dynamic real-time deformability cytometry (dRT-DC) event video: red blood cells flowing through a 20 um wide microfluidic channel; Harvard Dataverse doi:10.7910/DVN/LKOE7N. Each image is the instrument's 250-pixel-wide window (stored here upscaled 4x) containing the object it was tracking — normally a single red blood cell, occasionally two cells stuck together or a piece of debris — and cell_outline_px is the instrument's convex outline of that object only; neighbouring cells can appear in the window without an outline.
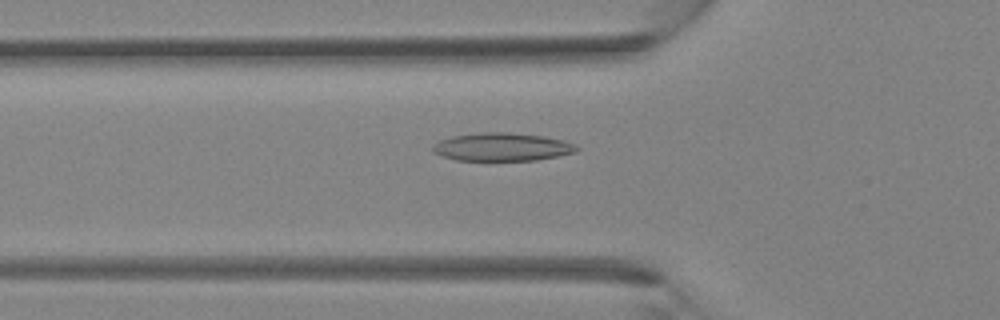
{"species": "Egyptian fruit bat (a non-hibernating species)", "species_latin": "Rousettus aegyptiacus", "temperature_condition": "room temperature", "stored_images_in_passage": 40, "camera_frame_rate_fps": 3000, "um_per_image_px": 0.085, "animal": {"sex": "female"}, "frame": {"image": 1, "passage_image": 14, "time_ms": 4.333, "image_size_px": [1000, 320], "cell_outline_px": [[580, 148], [576, 152], [536, 160], [456, 160], [440, 156], [432, 152], [432, 144], [440, 140], [452, 136], [484, 132], [508, 132], [544, 136], [564, 140]], "centroid_in_image_um": [42.63, 12.49], "position_along_channel_um": 83.2, "area_um2": 23.58}}
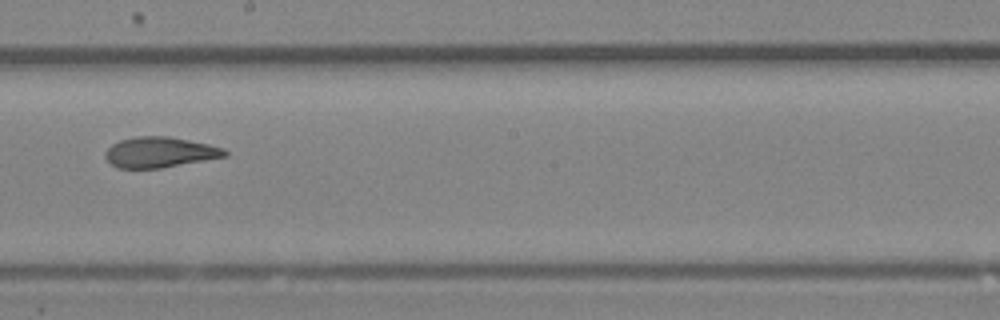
{"frame": {"image": 2, "passage_image": 23, "time_ms": 7.333, "image_size_px": [1000, 320], "cell_outline_px": [[228, 156], [160, 168], [116, 168], [104, 156], [104, 152], [112, 144], [120, 140], [136, 136], [168, 136], [208, 144], [224, 148], [228, 152]], "centroid_in_image_um": [13.57, 12.94], "position_along_channel_um": 234.6, "area_um2": 21.21}}
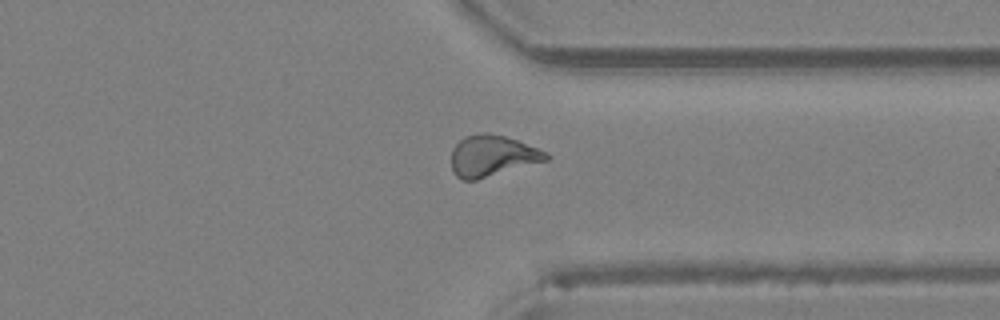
{"frame": {"image": 3, "passage_image": 31, "time_ms": 10.0, "image_size_px": [1000, 320], "cell_outline_px": [[552, 156], [548, 160], [476, 180], [460, 180], [452, 172], [452, 148], [464, 136], [484, 132], [488, 132], [504, 136], [516, 140], [548, 152]], "centroid_in_image_um": [41.83, 13.25], "position_along_channel_um": 369.6, "area_um2": 22.83}}